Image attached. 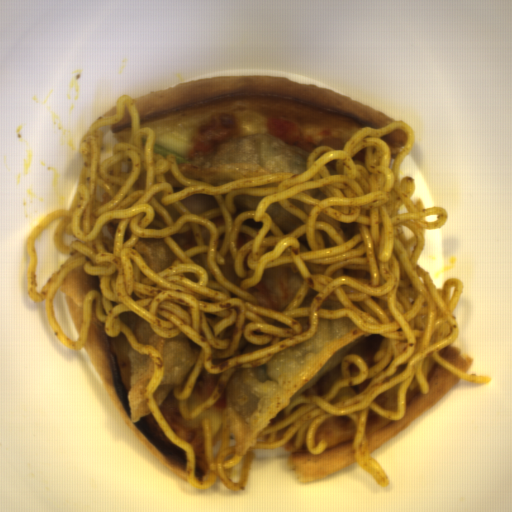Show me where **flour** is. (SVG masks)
I'll list each match as a JSON object with an SVG mask.
<instances>
[{
	"label": "flour",
	"instance_id": "obj_8",
	"mask_svg": "<svg viewBox=\"0 0 512 512\" xmlns=\"http://www.w3.org/2000/svg\"><path fill=\"white\" fill-rule=\"evenodd\" d=\"M264 197L250 196V195H239L234 197V205L236 207L237 212L231 214L233 220L242 212V211H255L257 205Z\"/></svg>",
	"mask_w": 512,
	"mask_h": 512
},
{
	"label": "flour",
	"instance_id": "obj_1",
	"mask_svg": "<svg viewBox=\"0 0 512 512\" xmlns=\"http://www.w3.org/2000/svg\"><path fill=\"white\" fill-rule=\"evenodd\" d=\"M366 331L346 316L320 319L310 339L282 349L256 368H239L225 389L234 453L256 445L281 410L336 368Z\"/></svg>",
	"mask_w": 512,
	"mask_h": 512
},
{
	"label": "flour",
	"instance_id": "obj_2",
	"mask_svg": "<svg viewBox=\"0 0 512 512\" xmlns=\"http://www.w3.org/2000/svg\"><path fill=\"white\" fill-rule=\"evenodd\" d=\"M309 154L274 133L257 131L225 140L203 156L177 168L187 178L219 186L267 173L297 175L307 170Z\"/></svg>",
	"mask_w": 512,
	"mask_h": 512
},
{
	"label": "flour",
	"instance_id": "obj_7",
	"mask_svg": "<svg viewBox=\"0 0 512 512\" xmlns=\"http://www.w3.org/2000/svg\"><path fill=\"white\" fill-rule=\"evenodd\" d=\"M190 213H203L219 206L215 197L209 193H198L182 200Z\"/></svg>",
	"mask_w": 512,
	"mask_h": 512
},
{
	"label": "flour",
	"instance_id": "obj_5",
	"mask_svg": "<svg viewBox=\"0 0 512 512\" xmlns=\"http://www.w3.org/2000/svg\"><path fill=\"white\" fill-rule=\"evenodd\" d=\"M155 273L171 265L178 257L161 238H140L132 248Z\"/></svg>",
	"mask_w": 512,
	"mask_h": 512
},
{
	"label": "flour",
	"instance_id": "obj_4",
	"mask_svg": "<svg viewBox=\"0 0 512 512\" xmlns=\"http://www.w3.org/2000/svg\"><path fill=\"white\" fill-rule=\"evenodd\" d=\"M130 358V386L126 395L132 423L138 422L151 412L144 391L154 371L153 358L147 353H138L127 340Z\"/></svg>",
	"mask_w": 512,
	"mask_h": 512
},
{
	"label": "flour",
	"instance_id": "obj_6",
	"mask_svg": "<svg viewBox=\"0 0 512 512\" xmlns=\"http://www.w3.org/2000/svg\"><path fill=\"white\" fill-rule=\"evenodd\" d=\"M265 213L285 235L304 223L286 210L278 201L270 204Z\"/></svg>",
	"mask_w": 512,
	"mask_h": 512
},
{
	"label": "flour",
	"instance_id": "obj_3",
	"mask_svg": "<svg viewBox=\"0 0 512 512\" xmlns=\"http://www.w3.org/2000/svg\"><path fill=\"white\" fill-rule=\"evenodd\" d=\"M120 322L129 328L138 343L152 345L161 355L162 379L151 395L157 407L179 386L182 394L194 370L202 346L183 331L165 339L154 332L148 322L132 312L119 313Z\"/></svg>",
	"mask_w": 512,
	"mask_h": 512
}]
</instances>
